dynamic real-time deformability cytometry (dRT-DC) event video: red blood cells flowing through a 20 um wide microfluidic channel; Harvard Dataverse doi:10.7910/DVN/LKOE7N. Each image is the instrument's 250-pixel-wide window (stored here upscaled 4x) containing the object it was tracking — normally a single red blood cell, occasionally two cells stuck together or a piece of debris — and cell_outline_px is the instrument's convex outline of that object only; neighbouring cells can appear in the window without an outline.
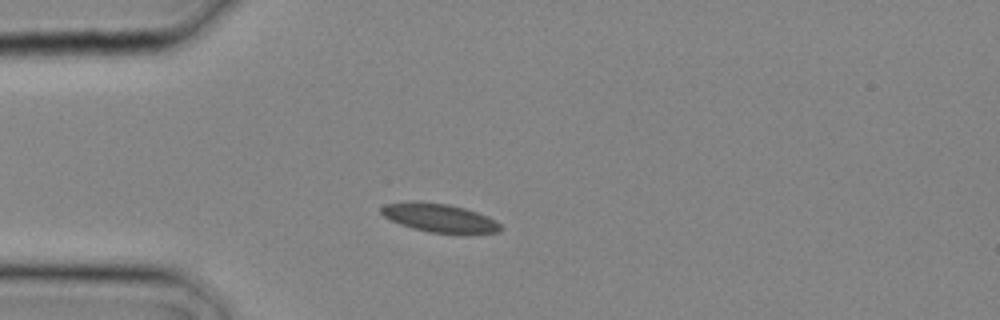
{"species": "common noctule bat (a hibernating species)", "species_latin": "Nyctalus noctula", "temperature_condition": "cold", "stored_images_in_passage": 1, "camera_frame_rate_fps": 3000, "um_per_image_px": 0.085, "animal": {"sex": "male", "body_mass_g": 20.4}, "frame": {"image": 1, "passage_image": 1, "time_ms": 0.0, "image_size_px": [1000, 320], "cell_outline_px": [[504, 228], [500, 232], [428, 232], [412, 228], [400, 224], [384, 216], [380, 212], [380, 208], [384, 204], [416, 200], [448, 204], [464, 208], [488, 216], [496, 220]], "centroid_in_image_um": [37.31, 18.49], "position_along_channel_um": 47.7, "area_um2": 19.65}}